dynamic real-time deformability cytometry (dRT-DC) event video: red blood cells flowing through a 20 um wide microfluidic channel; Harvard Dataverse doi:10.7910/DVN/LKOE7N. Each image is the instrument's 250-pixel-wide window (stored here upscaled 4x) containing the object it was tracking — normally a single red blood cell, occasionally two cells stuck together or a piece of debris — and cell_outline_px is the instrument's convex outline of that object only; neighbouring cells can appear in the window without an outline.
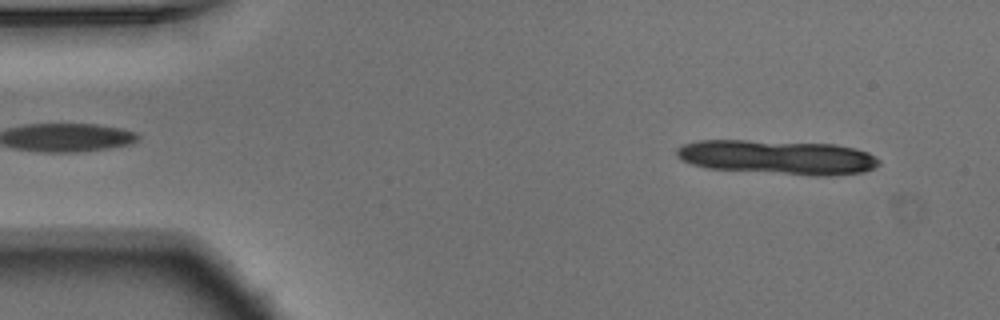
{"species": "Egyptian fruit bat (a non-hibernating species)", "species_latin": "Rousettus aegyptiacus", "temperature_condition": "warm", "stored_images_in_passage": 11, "camera_frame_rate_fps": 3000, "um_per_image_px": 0.085, "animal": {"sex": "male"}, "frame": {"image": 1, "passage_image": 4, "time_ms": 1.0, "image_size_px": [1000, 320], "cell_outline_px": [[876, 164], [868, 168], [856, 172], [792, 172], [720, 168], [700, 164], [688, 160], [680, 156], [680, 148], [688, 144], [712, 140], [732, 140], [824, 144], [848, 148], [864, 152], [872, 156], [876, 160]], "centroid_in_image_um": [66.04, 13.3], "position_along_channel_um": 19.0, "area_um2": 35.66}}